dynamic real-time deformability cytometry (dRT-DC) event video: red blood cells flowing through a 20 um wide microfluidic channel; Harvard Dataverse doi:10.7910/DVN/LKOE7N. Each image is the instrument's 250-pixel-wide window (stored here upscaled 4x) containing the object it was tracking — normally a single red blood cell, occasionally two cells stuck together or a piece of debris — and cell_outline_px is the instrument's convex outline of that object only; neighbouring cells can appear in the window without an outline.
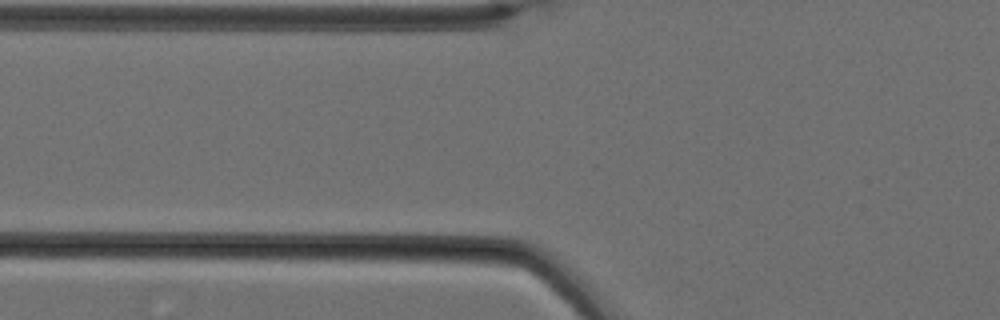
{"species": "Egyptian fruit bat (a non-hibernating species)", "species_latin": "Rousettus aegyptiacus", "temperature_condition": "cold", "stored_images_in_passage": 3, "camera_frame_rate_fps": 3000, "um_per_image_px": 0.085, "animal": {"sex": "female"}, "frame": {"image": 1, "passage_image": 3, "time_ms": 0.667, "image_size_px": [1000, 320], "cell_outline_px": [[564, 300], [328, 256], [328, 252], [404, 248], [496, 256], [524, 264], [532, 268], [544, 276], [564, 296]], "centroid_in_image_um": [39.06, 22.81], "position_along_channel_um": 86.7, "area_um2": 36.36}}